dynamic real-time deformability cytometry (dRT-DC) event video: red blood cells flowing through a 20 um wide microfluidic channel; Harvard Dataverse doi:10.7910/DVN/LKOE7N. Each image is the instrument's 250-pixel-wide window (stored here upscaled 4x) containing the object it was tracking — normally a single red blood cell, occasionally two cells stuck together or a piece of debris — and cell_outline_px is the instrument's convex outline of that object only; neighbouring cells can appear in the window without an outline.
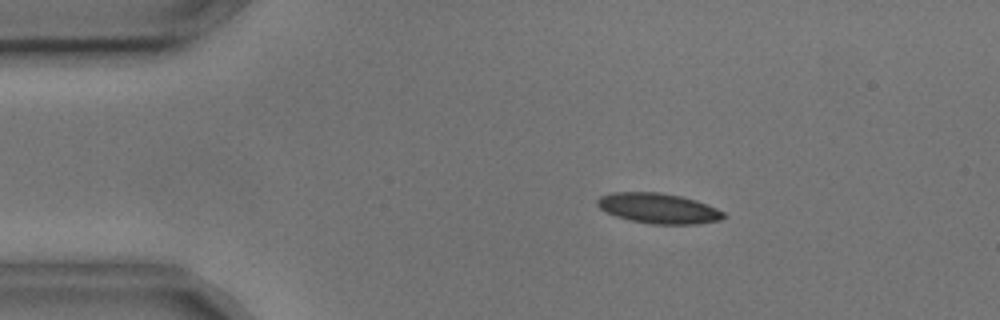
{"species": "common noctule bat (a hibernating species)", "species_latin": "Nyctalus noctula", "temperature_condition": "cold", "stored_images_in_passage": 10, "camera_frame_rate_fps": 3000, "um_per_image_px": 0.085, "animal": {"sex": "male", "body_mass_g": 17.9, "forearm_length_mm": 54.2}, "frame": {"image": 1, "passage_image": 2, "time_ms": 0.333, "image_size_px": [1000, 320], "cell_outline_px": [[728, 216], [720, 220], [696, 224], [652, 224], [632, 220], [616, 216], [600, 208], [596, 204], [596, 200], [600, 196], [612, 192], [660, 192], [680, 196], [696, 200], [716, 208], [724, 212]], "centroid_in_image_um": [55.98, 17.7], "position_along_channel_um": 29.0, "area_um2": 22.2}}
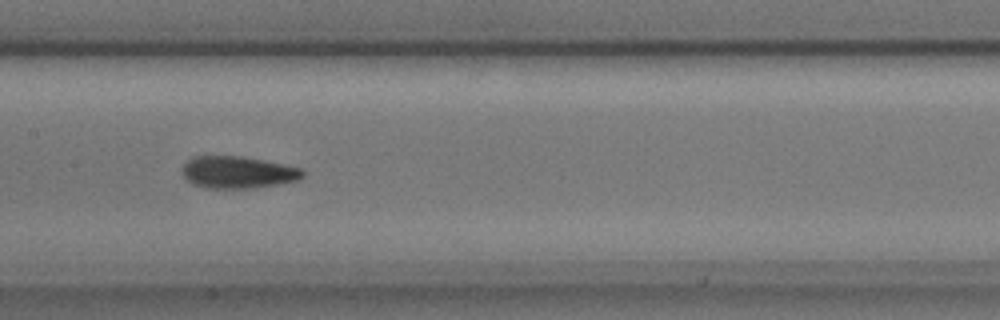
{"frame": {"image": 2, "passage_image": 7, "time_ms": 2.0, "image_size_px": [1000, 320], "cell_outline_px": [[304, 176], [300, 180], [280, 184], [256, 188], [204, 188], [192, 184], [180, 172], [180, 168], [192, 156], [240, 156], [264, 160], [304, 168]], "centroid_in_image_um": [20.23, 14.65], "position_along_channel_um": 187.2, "area_um2": 22.95}}
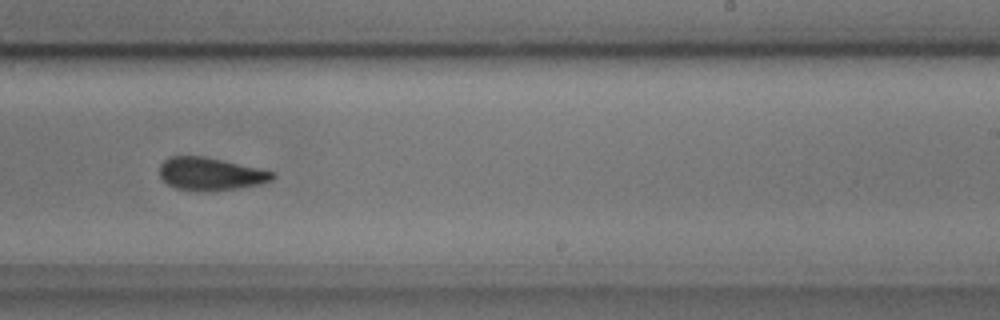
{"frame": {"image": 3, "passage_image": 9, "time_ms": 2.667, "image_size_px": [1000, 320], "cell_outline_px": [[276, 176], [272, 180], [260, 184], [236, 188], [208, 192], [176, 188], [168, 184], [160, 176], [160, 164], [168, 156], [204, 156], [276, 172]], "centroid_in_image_um": [17.89, 14.78], "position_along_channel_um": 271.1, "area_um2": 21.56}}